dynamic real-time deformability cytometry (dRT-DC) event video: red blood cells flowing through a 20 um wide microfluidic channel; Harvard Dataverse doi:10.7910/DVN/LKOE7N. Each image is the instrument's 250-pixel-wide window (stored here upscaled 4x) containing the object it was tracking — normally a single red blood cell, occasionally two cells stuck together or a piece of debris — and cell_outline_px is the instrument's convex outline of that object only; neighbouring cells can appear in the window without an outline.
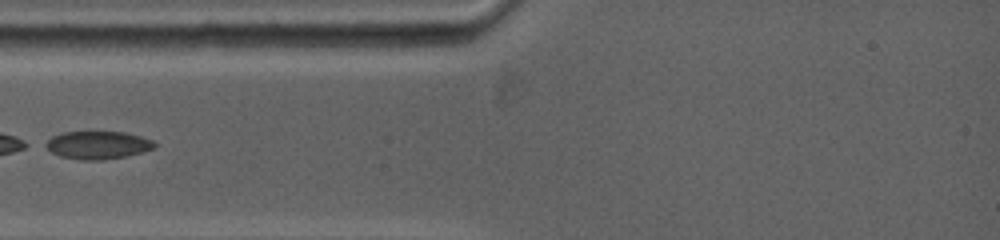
{"species": "common noctule bat (a hibernating species)", "species_latin": "Nyctalus noctula", "temperature_condition": "warm", "stored_images_in_passage": 2, "camera_frame_rate_fps": 5000, "um_per_image_px": 0.085, "animal": {"sex": "female", "body_mass_g": 19.0, "forearm_length_mm": 53.3}, "frame": {"image": 1, "passage_image": 1, "time_ms": 0.0, "image_size_px": [1000, 240], "cell_outline_px": [[156, 144], [152, 148], [140, 152], [124, 156], [100, 160], [80, 160], [60, 156], [52, 152], [40, 144], [52, 136], [64, 132], [124, 132], [140, 136], [152, 140]], "centroid_in_image_um": [8.22, 12.32], "position_along_channel_um": 76.8, "area_um2": 17.57}}